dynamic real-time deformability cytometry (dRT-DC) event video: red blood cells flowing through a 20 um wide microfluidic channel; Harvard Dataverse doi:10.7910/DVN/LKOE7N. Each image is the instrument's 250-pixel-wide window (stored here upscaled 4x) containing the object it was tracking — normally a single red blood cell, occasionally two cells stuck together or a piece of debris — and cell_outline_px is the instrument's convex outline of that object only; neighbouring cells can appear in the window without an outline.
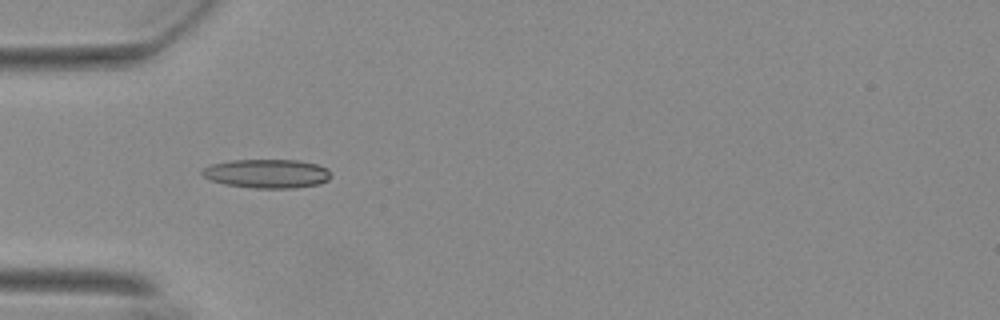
{"species": "Egyptian fruit bat (a non-hibernating species)", "species_latin": "Rousettus aegyptiacus", "temperature_condition": "warm", "stored_images_in_passage": 40, "camera_frame_rate_fps": 3000, "um_per_image_px": 0.085, "animal": {"sex": "female"}, "frame": {"image": 1, "passage_image": 2, "time_ms": 0.333, "image_size_px": [1000, 320], "cell_outline_px": [[332, 176], [328, 180], [320, 184], [292, 188], [256, 188], [224, 184], [212, 180], [204, 176], [200, 172], [204, 168], [212, 164], [228, 160], [296, 160], [316, 164], [328, 168]], "centroid_in_image_um": [22.72, 14.75], "position_along_channel_um": 62.3, "area_um2": 21.68}}
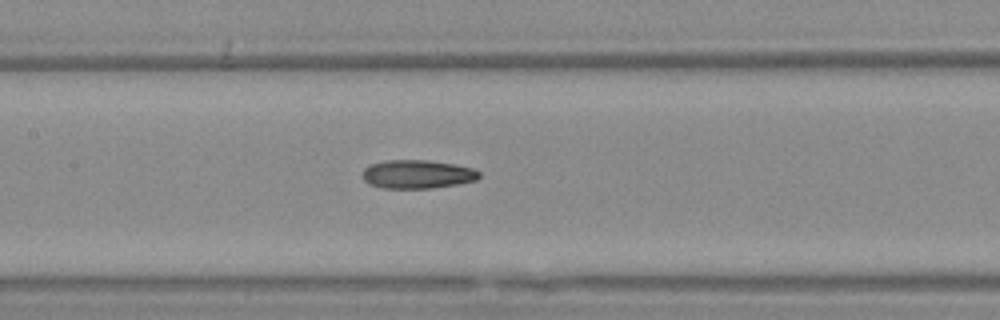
{"frame": {"image": 2, "passage_image": 11, "time_ms": 3.333, "image_size_px": [1000, 320], "cell_outline_px": [[480, 176], [476, 180], [456, 184], [432, 188], [380, 188], [368, 184], [364, 180], [364, 168], [372, 164], [384, 160], [428, 160], [456, 164], [472, 168], [480, 172]], "centroid_in_image_um": [35.48, 14.8], "position_along_channel_um": 171.9, "area_um2": 19.42}}
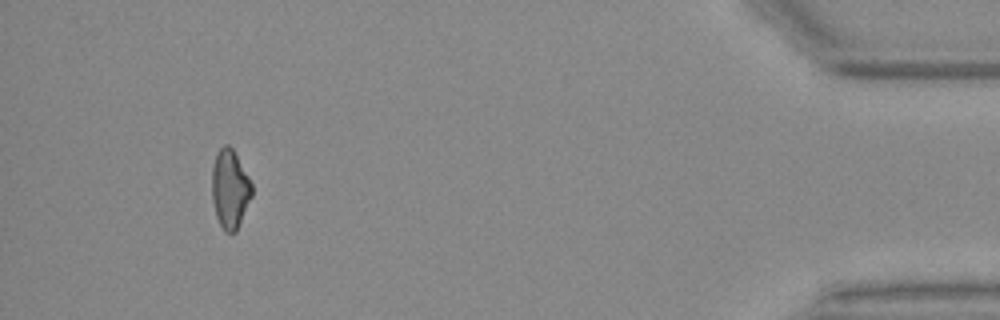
{"frame": {"image": 3, "passage_image": 36, "time_ms": 11.667, "image_size_px": [1000, 320], "cell_outline_px": [[252, 196], [236, 232], [224, 232], [216, 216], [212, 200], [212, 168], [216, 156], [220, 148], [224, 144], [228, 144], [232, 148], [248, 176], [252, 184]], "centroid_in_image_um": [19.54, 16.08], "position_along_channel_um": 415.7, "area_um2": 18.21}, "authors_computed_cell_mechanics": {"area_um2": 18.9873, "velocity_mm_per_s": 3.7261, "shape_relaxation_time_tau1_ms": null, "shape_relaxation_time_tau2_ms": 3.4139, "deformation_change_tau1": null, "deformation_change_tau2": 0.1226}}